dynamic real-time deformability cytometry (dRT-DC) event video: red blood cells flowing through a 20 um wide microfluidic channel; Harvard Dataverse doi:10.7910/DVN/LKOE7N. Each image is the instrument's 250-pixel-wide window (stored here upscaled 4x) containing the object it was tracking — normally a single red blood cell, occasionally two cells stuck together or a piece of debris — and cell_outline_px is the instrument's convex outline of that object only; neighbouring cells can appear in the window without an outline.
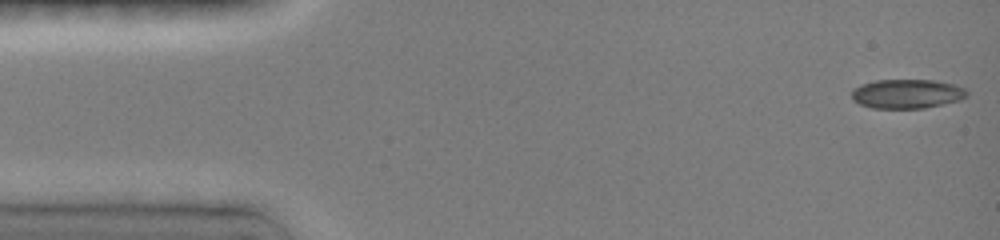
{"species": "common noctule bat (a hibernating species)", "species_latin": "Nyctalus noctula", "temperature_condition": "room temperature", "stored_images_in_passage": 10, "camera_frame_rate_fps": 3000, "um_per_image_px": 0.085, "animal": {"sex": "female", "body_mass_g": 19.0, "forearm_length_mm": 51.5}, "frame": {"image": 1, "passage_image": 1, "time_ms": 0.0, "image_size_px": [1000, 240], "cell_outline_px": [[968, 96], [960, 100], [924, 108], [872, 108], [860, 104], [852, 100], [852, 88], [860, 84], [876, 80], [932, 80], [952, 84], [964, 88], [968, 92]], "centroid_in_image_um": [77.06, 7.97], "position_along_channel_um": 7.9, "area_um2": 19.65}}
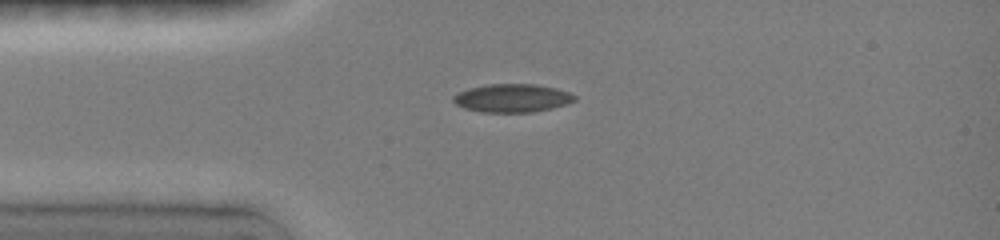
{"frame": {"image": 2, "passage_image": 9, "time_ms": 3.333, "image_size_px": [1000, 240], "cell_outline_px": [[576, 100], [568, 104], [552, 108], [532, 112], [480, 112], [464, 108], [456, 104], [452, 100], [452, 96], [460, 92], [472, 88], [488, 84], [532, 84], [556, 88], [568, 92], [576, 96]], "centroid_in_image_um": [43.55, 8.34], "position_along_channel_um": 41.4, "area_um2": 19.88}}